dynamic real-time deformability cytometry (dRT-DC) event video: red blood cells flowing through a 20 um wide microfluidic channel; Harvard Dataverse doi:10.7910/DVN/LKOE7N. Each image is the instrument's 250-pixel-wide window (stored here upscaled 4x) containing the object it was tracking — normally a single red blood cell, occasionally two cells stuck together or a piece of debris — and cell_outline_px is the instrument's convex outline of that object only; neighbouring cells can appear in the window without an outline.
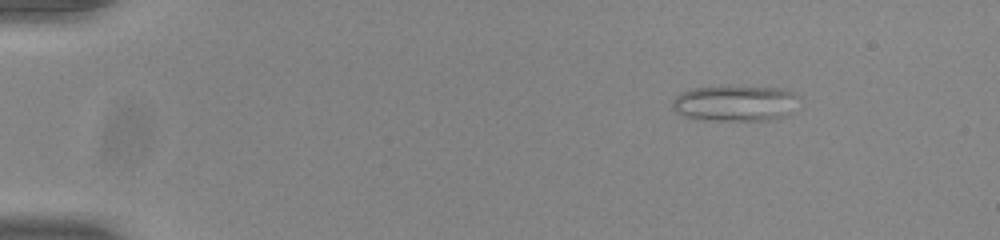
{"species": "common noctule bat (a hibernating species)", "species_latin": "Nyctalus noctula", "temperature_condition": "room temperature", "stored_images_in_passage": 47, "camera_frame_rate_fps": 3000, "um_per_image_px": 0.085, "animal": {"sex": "male", "body_mass_g": 20.0, "forearm_length_mm": 53.3}, "frame": {"image": 1, "passage_image": 1, "time_ms": 0.0, "image_size_px": [1000, 240], "cell_outline_px": [[800, 96], [788, 112], [784, 116], [776, 120], [700, 120], [684, 116], [676, 112], [672, 108], [672, 100], [680, 92], [692, 88], [740, 84], [780, 88], [792, 92]], "centroid_in_image_um": [62.44, 8.74], "position_along_channel_um": 22.6, "area_um2": 27.17}}
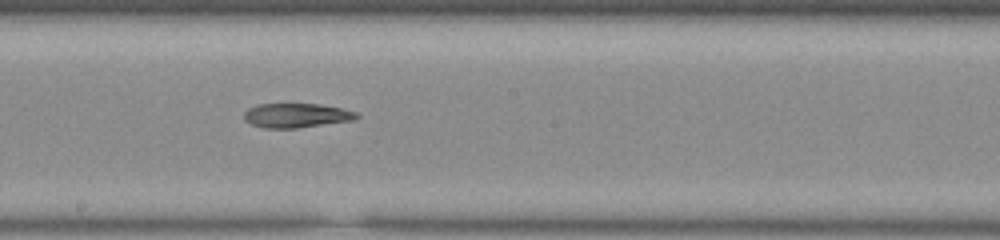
{"frame": {"image": 2, "passage_image": 24, "time_ms": 7.667, "image_size_px": [1000, 240], "cell_outline_px": [[360, 116], [352, 120], [296, 128], [264, 128], [252, 124], [244, 120], [244, 112], [248, 108], [256, 104], [320, 104], [360, 112]], "centroid_in_image_um": [25.18, 9.8], "position_along_channel_um": 223.0, "area_um2": 15.95}}
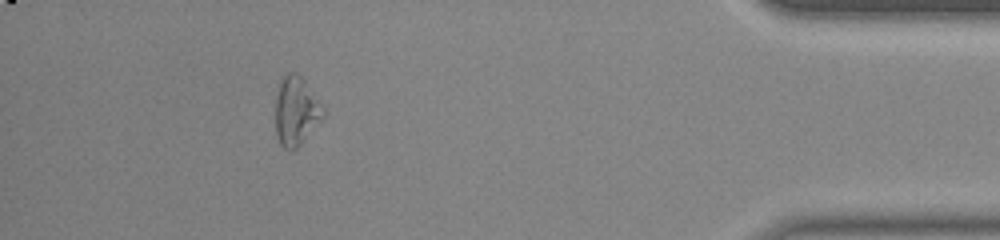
{"frame": {"image": 3, "passage_image": 42, "time_ms": 13.667, "image_size_px": [1000, 240], "cell_outline_px": [[324, 116], [300, 144], [292, 152], [288, 152], [280, 144], [276, 136], [276, 96], [280, 76], [284, 72], [296, 72], [304, 80], [324, 108]], "centroid_in_image_um": [25.13, 9.42], "position_along_channel_um": 410.1, "area_um2": 19.25}}